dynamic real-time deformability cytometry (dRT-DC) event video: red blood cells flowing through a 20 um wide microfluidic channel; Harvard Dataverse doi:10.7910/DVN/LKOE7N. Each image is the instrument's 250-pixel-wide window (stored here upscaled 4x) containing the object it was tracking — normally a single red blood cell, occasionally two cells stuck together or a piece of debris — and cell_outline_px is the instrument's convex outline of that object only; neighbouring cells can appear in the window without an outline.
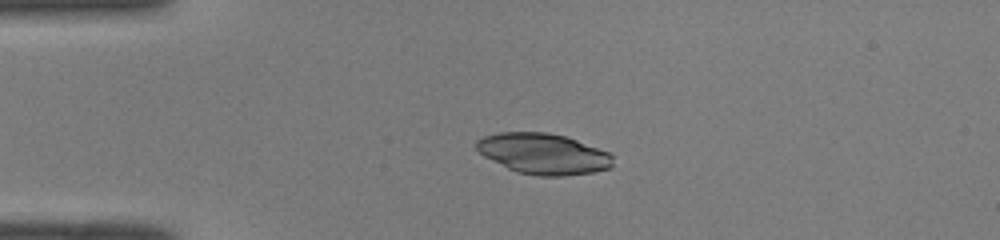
{"species": "common noctule bat (a hibernating species)", "species_latin": "Nyctalus noctula", "temperature_condition": "room temperature", "stored_images_in_passage": 41, "camera_frame_rate_fps": 3000, "um_per_image_px": 0.085, "animal": {"sex": "male", "body_mass_g": 19.0, "forearm_length_mm": 50.8}, "frame": {"image": 1, "passage_image": 9, "time_ms": 2.667, "image_size_px": [1000, 240], "cell_outline_px": [[612, 168], [592, 172], [564, 176], [536, 176], [516, 172], [484, 156], [476, 148], [476, 140], [484, 136], [500, 132], [544, 132], [564, 136], [576, 140], [608, 152], [612, 156]], "centroid_in_image_um": [46.17, 13.08], "position_along_channel_um": 38.8, "area_um2": 32.25}}